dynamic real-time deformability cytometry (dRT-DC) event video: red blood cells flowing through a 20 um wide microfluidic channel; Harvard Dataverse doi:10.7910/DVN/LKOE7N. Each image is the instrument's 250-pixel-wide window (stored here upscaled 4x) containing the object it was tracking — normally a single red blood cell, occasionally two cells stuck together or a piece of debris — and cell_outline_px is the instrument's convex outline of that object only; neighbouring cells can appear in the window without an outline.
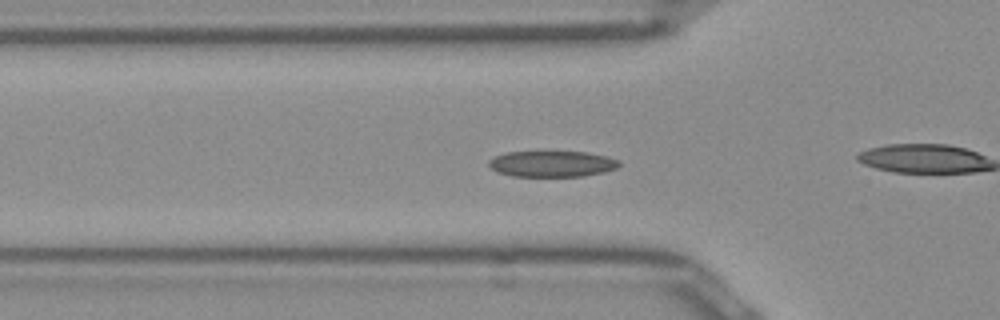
{"species": "Egyptian fruit bat (a non-hibernating species)", "species_latin": "Rousettus aegyptiacus", "temperature_condition": "room temperature", "stored_images_in_passage": 42, "camera_frame_rate_fps": 3000, "um_per_image_px": 0.085, "frame": {"image": 1, "passage_image": 7, "time_ms": 2.0, "image_size_px": [1000, 320], "cell_outline_px": [[620, 164], [616, 168], [604, 172], [584, 176], [512, 176], [500, 172], [492, 168], [488, 164], [488, 160], [504, 152], [584, 152], [604, 156], [620, 160]], "centroid_in_image_um": [46.92, 13.93], "position_along_channel_um": 78.9, "area_um2": 19.54}}
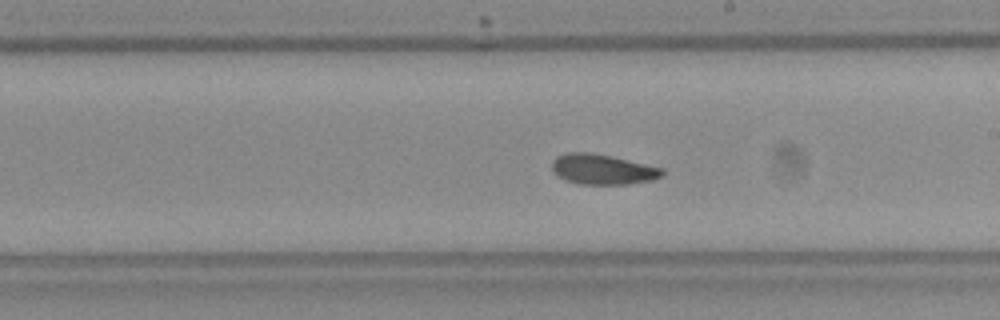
{"frame": {"image": 2, "passage_image": 19, "time_ms": 6.0, "image_size_px": [1000, 320], "cell_outline_px": [[664, 176], [652, 180], [628, 184], [580, 184], [564, 180], [552, 172], [552, 160], [556, 156], [568, 152], [588, 152], [612, 156], [664, 168]], "centroid_in_image_um": [51.21, 14.39], "position_along_channel_um": 237.8, "area_um2": 19.65}}
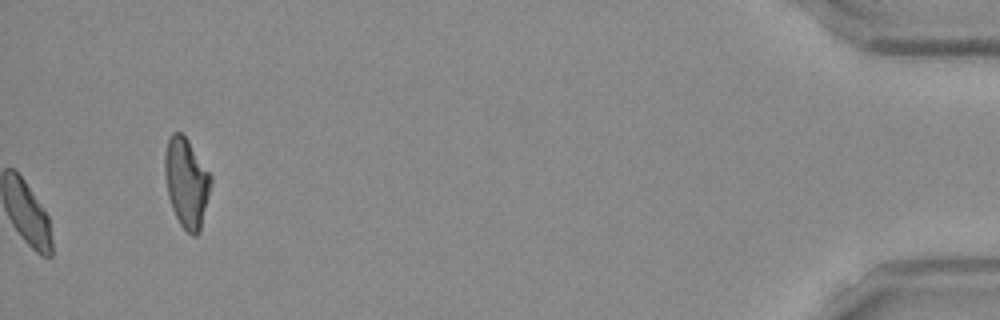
{"frame": {"image": 3, "passage_image": 42, "time_ms": 13.667, "image_size_px": [1000, 320], "cell_outline_px": [[212, 180], [200, 232], [196, 236], [192, 236], [180, 224], [172, 208], [168, 196], [164, 176], [164, 152], [168, 140], [172, 132], [180, 132], [188, 140], [212, 176]], "centroid_in_image_um": [15.84, 15.52], "position_along_channel_um": 419.4, "area_um2": 24.04}, "authors_computed_cell_mechanics": {"area_um2": 19.3919, "velocity_mm_per_s": 3.9485, "shape_relaxation_time_tau1_ms": 3.2041, "shape_relaxation_time_tau2_ms": 3.2553, "deformation_change_tau1": 0.1211, "deformation_change_tau2": 0.09}}